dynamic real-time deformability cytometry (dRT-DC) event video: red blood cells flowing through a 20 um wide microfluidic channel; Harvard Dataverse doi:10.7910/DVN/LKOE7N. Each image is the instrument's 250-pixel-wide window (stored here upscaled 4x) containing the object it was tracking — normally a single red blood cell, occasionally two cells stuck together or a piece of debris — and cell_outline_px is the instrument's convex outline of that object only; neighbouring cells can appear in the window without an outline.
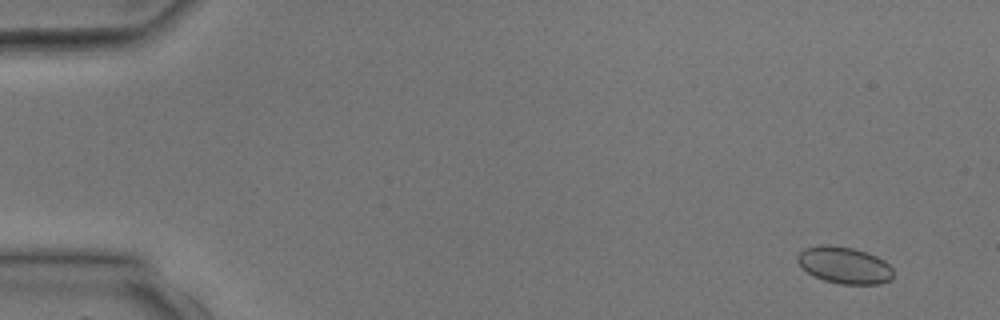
{"species": "common noctule bat (a hibernating species)", "species_latin": "Nyctalus noctula", "temperature_condition": "room temperature", "stored_images_in_passage": 5, "camera_frame_rate_fps": 3000, "um_per_image_px": 0.085, "animal": {"sex": "male", "body_mass_g": 17.9, "forearm_length_mm": 54.2}, "frame": {"image": 1, "passage_image": 1, "time_ms": 0.0, "image_size_px": [1000, 320], "cell_outline_px": [[892, 280], [880, 284], [840, 284], [824, 280], [812, 276], [796, 260], [796, 256], [804, 248], [820, 244], [828, 244], [852, 248], [876, 256], [884, 260], [892, 268]], "centroid_in_image_um": [71.76, 22.54], "position_along_channel_um": 13.2, "area_um2": 20.58}}